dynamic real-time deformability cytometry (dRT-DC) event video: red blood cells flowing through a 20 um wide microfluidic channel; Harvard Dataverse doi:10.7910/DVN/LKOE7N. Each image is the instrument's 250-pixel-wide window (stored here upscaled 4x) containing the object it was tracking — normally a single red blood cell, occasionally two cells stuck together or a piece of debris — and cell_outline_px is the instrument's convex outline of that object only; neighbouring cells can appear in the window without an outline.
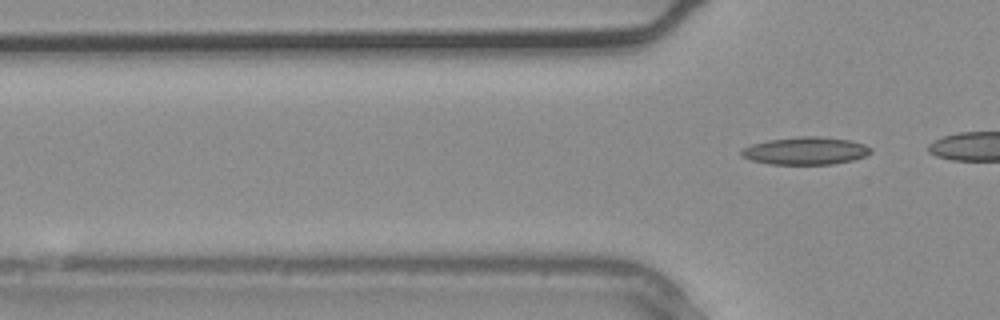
{"species": "common noctule bat (a hibernating species)", "species_latin": "Nyctalus noctula", "temperature_condition": "warm", "stored_images_in_passage": 4, "camera_frame_rate_fps": 3000, "um_per_image_px": 0.085, "animal": {"sex": "male", "body_mass_g": 20.4}, "frame": {"image": 1, "passage_image": 4, "time_ms": 1.0, "image_size_px": [1000, 320], "cell_outline_px": [[872, 152], [864, 156], [852, 160], [832, 164], [768, 164], [752, 160], [740, 156], [740, 152], [744, 148], [752, 144], [768, 140], [796, 136], [816, 136], [848, 140], [864, 144], [872, 148]], "centroid_in_image_um": [68.45, 12.82], "position_along_channel_um": 57.3, "area_um2": 20.75}}